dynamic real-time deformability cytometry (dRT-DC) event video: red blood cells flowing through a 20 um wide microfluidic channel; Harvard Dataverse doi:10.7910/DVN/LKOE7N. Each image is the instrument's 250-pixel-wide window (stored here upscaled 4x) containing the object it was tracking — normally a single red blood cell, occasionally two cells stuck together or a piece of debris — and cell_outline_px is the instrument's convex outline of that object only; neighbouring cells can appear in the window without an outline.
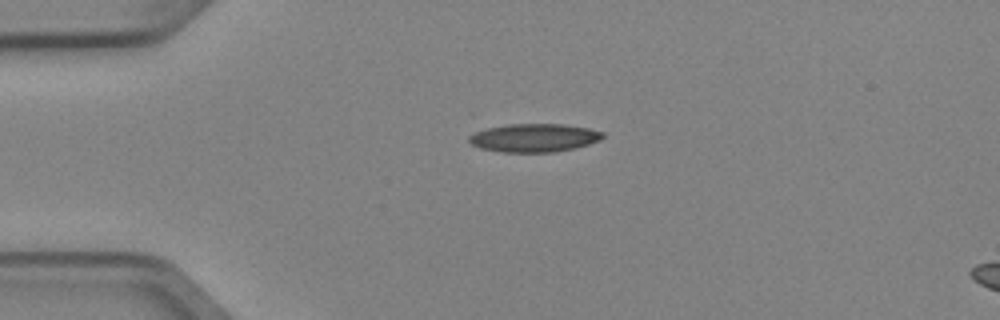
{"species": "Egyptian fruit bat (a non-hibernating species)", "species_latin": "Rousettus aegyptiacus", "temperature_condition": "cold", "stored_images_in_passage": 5, "camera_frame_rate_fps": 3000, "um_per_image_px": 0.085, "animal": {"sex": "female"}, "frame": {"image": 1, "passage_image": 1, "time_ms": 0.0, "image_size_px": [1000, 320], "cell_outline_px": [[604, 136], [600, 140], [576, 148], [556, 152], [500, 152], [480, 148], [472, 144], [468, 140], [468, 136], [476, 132], [488, 128], [508, 124], [564, 124], [588, 128], [604, 132]], "centroid_in_image_um": [45.42, 11.72], "position_along_channel_um": 39.6, "area_um2": 22.08}}
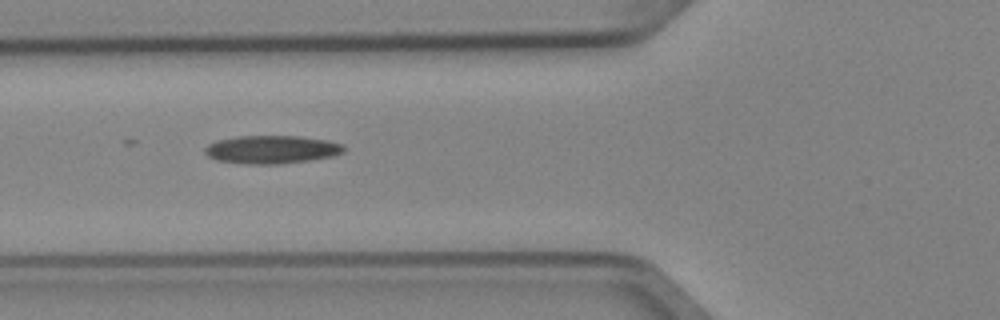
{"frame": {"image": 2, "passage_image": 3, "time_ms": 0.667, "image_size_px": [1000, 320], "cell_outline_px": [[344, 152], [332, 156], [308, 160], [280, 164], [248, 164], [216, 160], [208, 156], [204, 152], [204, 148], [208, 144], [216, 140], [240, 136], [300, 136], [328, 140], [344, 144]], "centroid_in_image_um": [23.09, 12.7], "position_along_channel_um": 102.7, "area_um2": 22.83}}
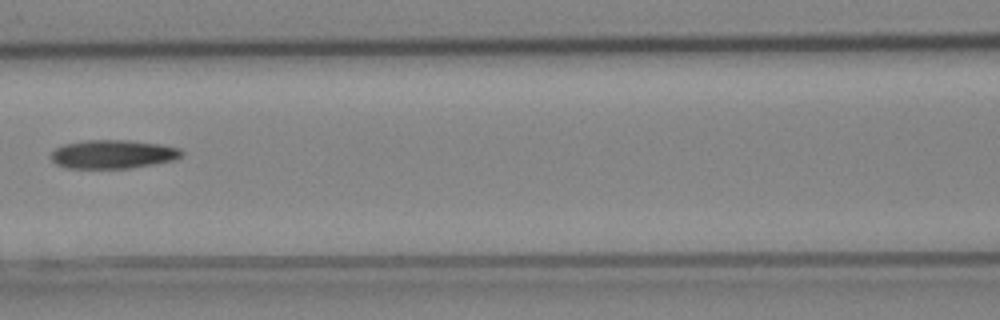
{"frame": {"image": 3, "passage_image": 4, "time_ms": 1.0, "image_size_px": [1000, 320], "cell_outline_px": [[184, 152], [176, 160], [128, 168], [68, 168], [56, 164], [52, 160], [52, 152], [56, 148], [64, 144], [84, 140], [128, 140], [160, 144], [180, 148]], "centroid_in_image_um": [9.61, 13.1], "position_along_channel_um": 157.0, "area_um2": 21.73}}